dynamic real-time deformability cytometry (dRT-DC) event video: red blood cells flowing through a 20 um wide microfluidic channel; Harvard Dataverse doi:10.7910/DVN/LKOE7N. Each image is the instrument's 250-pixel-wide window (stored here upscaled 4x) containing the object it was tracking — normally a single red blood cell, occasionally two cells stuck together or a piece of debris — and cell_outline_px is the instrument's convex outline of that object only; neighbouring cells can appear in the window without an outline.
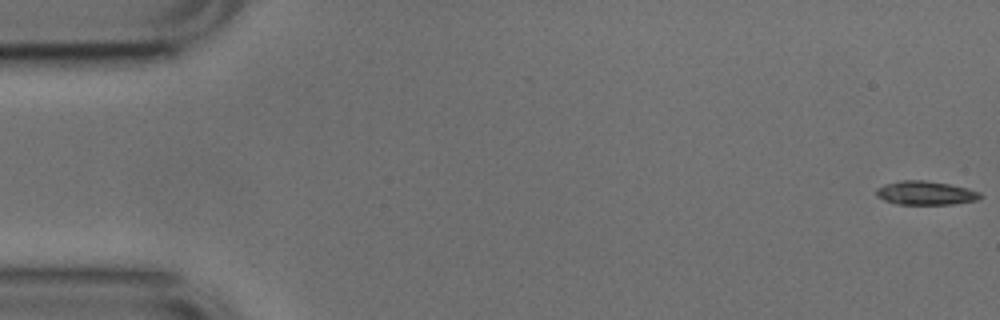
{"species": "common noctule bat (a hibernating species)", "species_latin": "Nyctalus noctula", "temperature_condition": "cold", "stored_images_in_passage": 53, "camera_frame_rate_fps": 3000, "um_per_image_px": 0.085, "animal": {"sex": "male", "body_mass_g": 17.9, "forearm_length_mm": 54.2}, "frame": {"image": 1, "passage_image": 1, "time_ms": 0.0, "image_size_px": [1000, 320], "cell_outline_px": [[984, 196], [976, 200], [952, 204], [896, 204], [884, 200], [876, 196], [876, 188], [884, 184], [900, 180], [924, 180], [948, 184], [968, 188], [980, 192]], "centroid_in_image_um": [78.65, 16.4], "position_along_channel_um": 6.3, "area_um2": 14.45}}
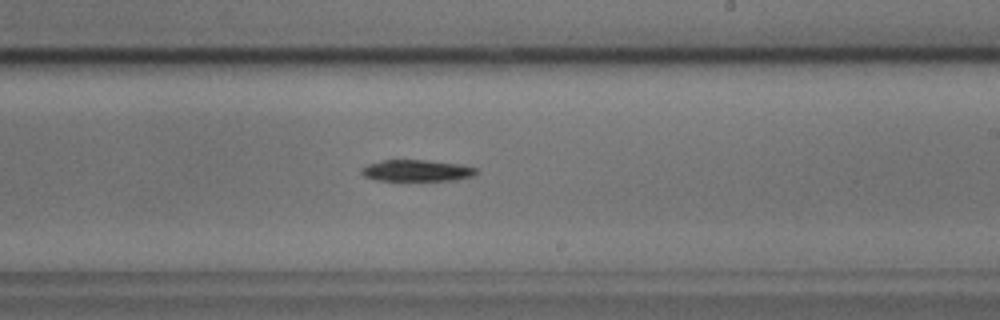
{"frame": {"image": 2, "passage_image": 31, "time_ms": 10.0, "image_size_px": [1000, 320], "cell_outline_px": [[480, 172], [476, 176], [452, 180], [376, 180], [364, 176], [360, 172], [368, 164], [384, 160], [424, 160], [460, 164], [476, 168]], "centroid_in_image_um": [35.49, 14.5], "position_along_channel_um": 253.5, "area_um2": 14.28}}
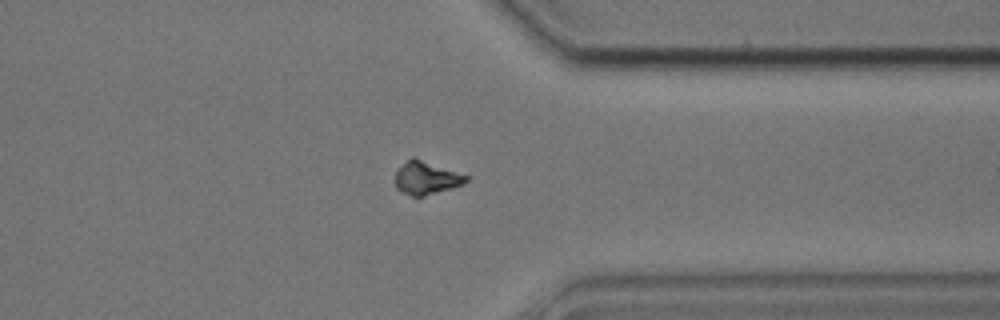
{"frame": {"image": 3, "passage_image": 41, "time_ms": 13.333, "image_size_px": [1000, 320], "cell_outline_px": [[468, 180], [464, 184], [452, 188], [424, 196], [412, 196], [400, 192], [396, 188], [396, 172], [412, 156], [468, 176]], "centroid_in_image_um": [36.24, 15.14], "position_along_channel_um": 375.2, "area_um2": 13.41}, "authors_computed_cell_mechanics": {"area_um2": 14.5656, "velocity_mm_per_s": 3.7854, "shape_relaxation_time_tau1_ms": 0.874, "shape_relaxation_time_tau2_ms": null, "deformation_change_tau1": 0.1321, "deformation_change_tau2": null}}